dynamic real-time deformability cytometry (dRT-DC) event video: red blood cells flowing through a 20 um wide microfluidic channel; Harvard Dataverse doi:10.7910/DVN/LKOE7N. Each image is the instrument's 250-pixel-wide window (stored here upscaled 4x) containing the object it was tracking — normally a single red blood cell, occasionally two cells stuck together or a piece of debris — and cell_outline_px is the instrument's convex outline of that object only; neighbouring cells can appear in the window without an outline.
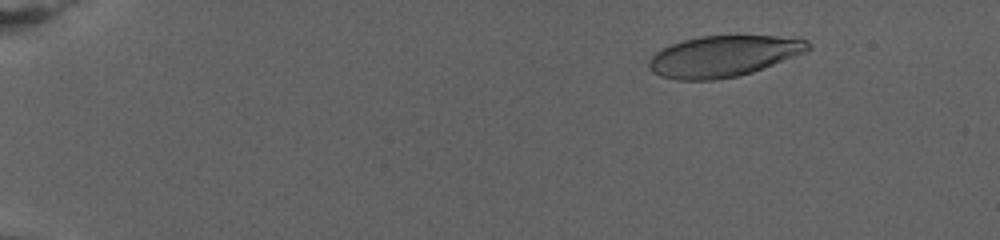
{"species": "human", "species_latin": "Homo sapiens", "temperature_condition": "warm", "stored_images_in_passage": 76, "camera_frame_rate_fps": 3000, "um_per_image_px": 0.085, "donor": {"sex": "female"}, "frame": {"image": 1, "passage_image": 6, "time_ms": 1.667, "image_size_px": [1000, 240], "cell_outline_px": [[812, 48], [808, 52], [752, 72], [736, 76], [712, 80], [676, 80], [660, 76], [652, 72], [648, 64], [648, 60], [660, 48], [684, 40], [700, 36], [772, 36], [804, 40]], "centroid_in_image_um": [61.45, 4.79], "position_along_channel_um": 23.5, "area_um2": 37.92}}
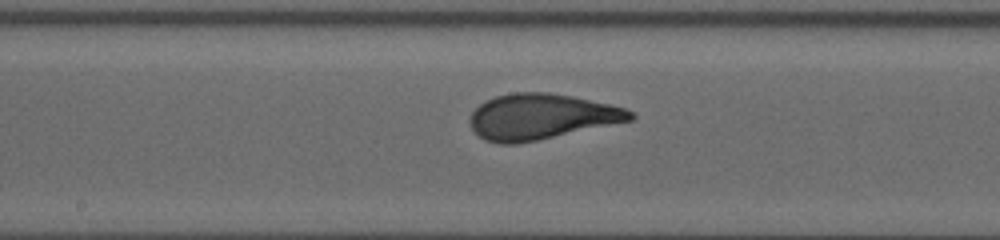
{"frame": {"image": 2, "passage_image": 41, "time_ms": 13.333, "image_size_px": [1000, 240], "cell_outline_px": [[636, 116], [632, 120], [536, 140], [516, 144], [500, 144], [484, 140], [472, 128], [468, 120], [472, 112], [480, 104], [496, 96], [512, 92], [548, 92], [572, 96], [608, 104], [624, 108], [632, 112]], "centroid_in_image_um": [45.96, 9.91], "position_along_channel_um": 202.2, "area_um2": 42.19}}
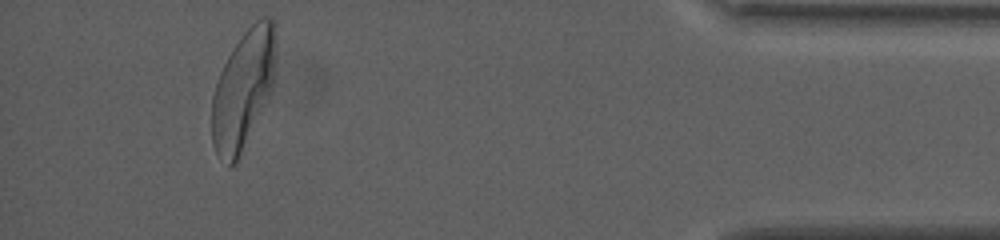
{"frame": {"image": 3, "passage_image": 71, "time_ms": 23.333, "image_size_px": [1000, 240], "cell_outline_px": [[276, 32], [272, 88], [236, 160], [228, 168], [216, 152], [212, 144], [212, 96], [216, 80], [228, 56], [244, 32], [256, 20], [264, 16], [272, 16], [276, 28]], "centroid_in_image_um": [20.65, 7.54], "position_along_channel_um": 414.6, "area_um2": 43.23}, "authors_computed_cell_mechanics": {"area_um2": 41.4137, "velocity_mm_per_s": 2.6169, "shape_relaxation_time_tau1_ms": 6.0705, "shape_relaxation_time_tau2_ms": null, "deformation_change_tau1": 0.2255, "deformation_change_tau2": null}}